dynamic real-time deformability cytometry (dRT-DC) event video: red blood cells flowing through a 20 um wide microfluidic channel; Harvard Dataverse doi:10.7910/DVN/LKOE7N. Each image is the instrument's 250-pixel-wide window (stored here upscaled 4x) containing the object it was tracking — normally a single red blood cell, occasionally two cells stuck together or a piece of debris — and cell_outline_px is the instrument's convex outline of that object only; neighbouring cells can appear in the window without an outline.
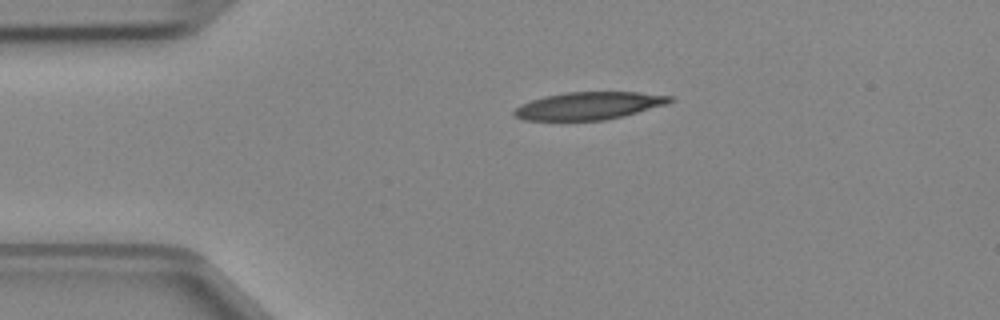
{"species": "Egyptian fruit bat (a non-hibernating species)", "species_latin": "Rousettus aegyptiacus", "temperature_condition": "cold", "stored_images_in_passage": 3, "camera_frame_rate_fps": 3000, "um_per_image_px": 0.085, "animal": {"sex": "female"}, "frame": {"image": 1, "passage_image": 3, "time_ms": 0.667, "image_size_px": [1000, 320], "cell_outline_px": [[676, 96], [668, 104], [624, 116], [608, 120], [524, 120], [512, 116], [512, 112], [516, 108], [532, 100], [544, 96], [564, 92], [636, 92]], "centroid_in_image_um": [50.09, 8.99], "position_along_channel_um": 34.9, "area_um2": 25.14}}